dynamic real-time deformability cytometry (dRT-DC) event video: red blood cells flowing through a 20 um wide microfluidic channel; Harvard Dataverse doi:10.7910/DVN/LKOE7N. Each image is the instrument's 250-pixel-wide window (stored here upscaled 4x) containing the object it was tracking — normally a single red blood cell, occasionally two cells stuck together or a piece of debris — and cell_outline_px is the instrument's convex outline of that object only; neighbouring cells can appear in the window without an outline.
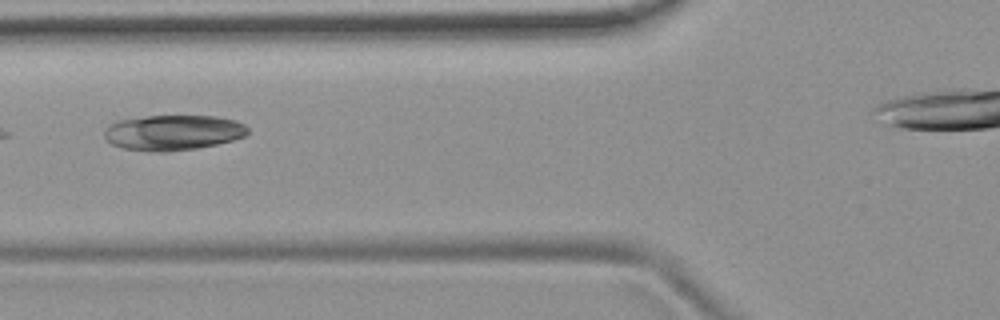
{"species": "common noctule bat (a hibernating species)", "species_latin": "Nyctalus noctula", "temperature_condition": "room temperature", "stored_images_in_passage": 6, "camera_frame_rate_fps": 3000, "um_per_image_px": 0.085, "animal": {"sex": "female", "body_mass_g": 19.9}, "frame": {"image": 1, "passage_image": 6, "time_ms": 6.667, "image_size_px": [1000, 320], "cell_outline_px": [[248, 132], [244, 136], [232, 140], [216, 144], [196, 148], [164, 152], [152, 152], [124, 148], [112, 144], [104, 136], [104, 132], [108, 124], [120, 120], [148, 116], [216, 116], [236, 120], [244, 124], [248, 128]], "centroid_in_image_um": [14.71, 11.26], "position_along_channel_um": 111.1, "area_um2": 29.42}}